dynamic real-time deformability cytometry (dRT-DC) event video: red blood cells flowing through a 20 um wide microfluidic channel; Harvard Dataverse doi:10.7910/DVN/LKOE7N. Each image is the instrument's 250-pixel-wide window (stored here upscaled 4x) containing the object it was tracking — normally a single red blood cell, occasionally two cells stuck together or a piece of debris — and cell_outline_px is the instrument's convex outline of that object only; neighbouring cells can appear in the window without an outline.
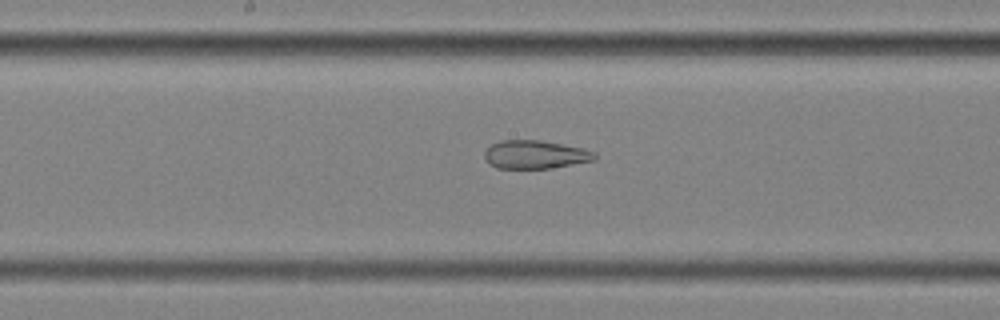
{"species": "common noctule bat (a hibernating species)", "species_latin": "Nyctalus noctula", "temperature_condition": "cold", "stored_images_in_passage": 58, "segment_of_instrument_passage": [2, 2], "camera_frame_rate_fps": 3000, "um_per_image_px": 0.085, "animal": {"sex": "female", "body_mass_g": 25.1}, "frame": {"image": 1, "passage_image": 31, "time_ms": 10.0, "image_size_px": [1000, 320], "cell_outline_px": [[596, 160], [548, 168], [496, 168], [488, 164], [484, 160], [484, 152], [492, 144], [500, 140], [540, 140], [584, 148], [596, 152]], "centroid_in_image_um": [45.47, 13.13], "position_along_channel_um": 202.7, "area_um2": 18.26}}
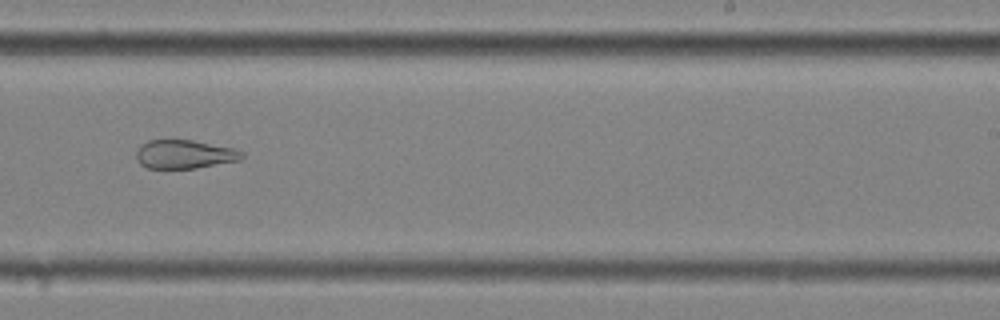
{"frame": {"image": 2, "passage_image": 37, "time_ms": 12.0, "image_size_px": [1000, 320], "cell_outline_px": [[244, 156], [240, 160], [196, 168], [148, 168], [140, 164], [136, 156], [136, 152], [140, 144], [148, 140], [192, 140], [232, 148], [244, 152]], "centroid_in_image_um": [15.67, 13.11], "position_along_channel_um": 273.3, "area_um2": 17.57}}
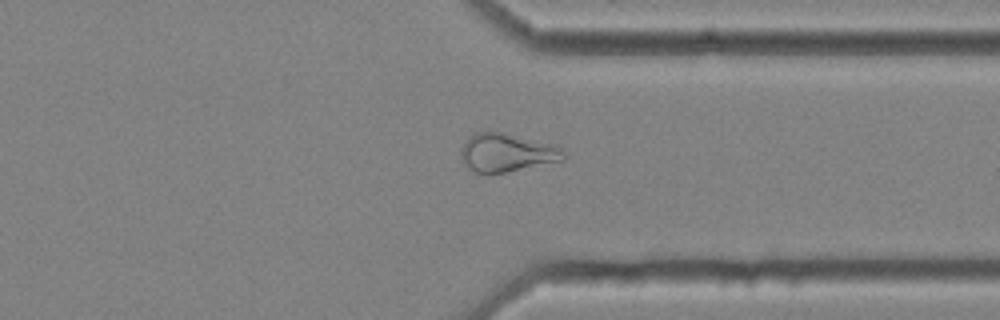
{"frame": {"image": 3, "passage_image": 45, "time_ms": 14.667, "image_size_px": [1000, 320], "cell_outline_px": [[564, 160], [504, 172], [476, 172], [460, 156], [460, 148], [476, 132], [504, 132], [556, 144], [564, 148]], "centroid_in_image_um": [43.16, 12.94], "position_along_channel_um": 368.2, "area_um2": 22.54}}